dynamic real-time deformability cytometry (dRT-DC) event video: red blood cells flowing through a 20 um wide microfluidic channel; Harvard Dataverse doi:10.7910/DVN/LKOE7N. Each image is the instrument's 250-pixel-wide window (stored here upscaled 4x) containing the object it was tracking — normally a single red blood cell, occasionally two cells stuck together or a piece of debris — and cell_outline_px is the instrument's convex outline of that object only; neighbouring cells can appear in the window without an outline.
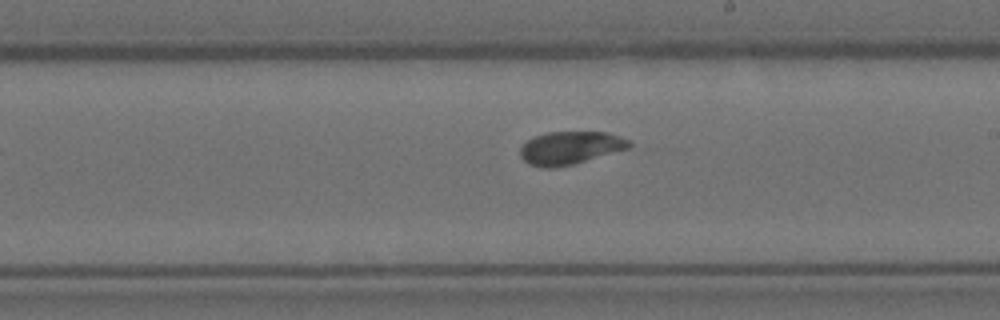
{"species": "Egyptian fruit bat (a non-hibernating species)", "species_latin": "Rousettus aegyptiacus", "temperature_condition": "room temperature", "stored_images_in_passage": 9, "camera_frame_rate_fps": 3000, "um_per_image_px": 0.085, "animal": {"sex": "female"}, "frame": {"image": 1, "passage_image": 9, "time_ms": 2.667, "image_size_px": [1000, 320], "cell_outline_px": [[632, 144], [628, 148], [572, 164], [552, 168], [540, 168], [528, 164], [520, 156], [520, 148], [532, 136], [548, 132], [608, 132], [620, 136], [628, 140]], "centroid_in_image_um": [48.42, 12.56], "position_along_channel_um": 240.6, "area_um2": 20.81}}